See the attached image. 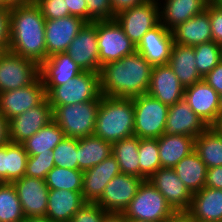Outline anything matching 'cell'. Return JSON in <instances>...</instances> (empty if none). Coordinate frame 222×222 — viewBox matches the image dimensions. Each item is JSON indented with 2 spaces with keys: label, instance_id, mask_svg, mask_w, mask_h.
I'll list each match as a JSON object with an SVG mask.
<instances>
[{
  "label": "cell",
  "instance_id": "1",
  "mask_svg": "<svg viewBox=\"0 0 222 222\" xmlns=\"http://www.w3.org/2000/svg\"><path fill=\"white\" fill-rule=\"evenodd\" d=\"M153 66L137 51L101 66V95L134 98L148 92Z\"/></svg>",
  "mask_w": 222,
  "mask_h": 222
},
{
  "label": "cell",
  "instance_id": "2",
  "mask_svg": "<svg viewBox=\"0 0 222 222\" xmlns=\"http://www.w3.org/2000/svg\"><path fill=\"white\" fill-rule=\"evenodd\" d=\"M9 25L8 50L28 58L38 65L46 60L45 18L34 1L12 6Z\"/></svg>",
  "mask_w": 222,
  "mask_h": 222
},
{
  "label": "cell",
  "instance_id": "3",
  "mask_svg": "<svg viewBox=\"0 0 222 222\" xmlns=\"http://www.w3.org/2000/svg\"><path fill=\"white\" fill-rule=\"evenodd\" d=\"M93 135L111 144L134 136L133 98L102 95Z\"/></svg>",
  "mask_w": 222,
  "mask_h": 222
},
{
  "label": "cell",
  "instance_id": "4",
  "mask_svg": "<svg viewBox=\"0 0 222 222\" xmlns=\"http://www.w3.org/2000/svg\"><path fill=\"white\" fill-rule=\"evenodd\" d=\"M101 97L89 102L57 106L53 110V121L60 126L65 137L80 139L94 134Z\"/></svg>",
  "mask_w": 222,
  "mask_h": 222
},
{
  "label": "cell",
  "instance_id": "5",
  "mask_svg": "<svg viewBox=\"0 0 222 222\" xmlns=\"http://www.w3.org/2000/svg\"><path fill=\"white\" fill-rule=\"evenodd\" d=\"M134 136L157 139L165 133L169 106L148 93L134 97Z\"/></svg>",
  "mask_w": 222,
  "mask_h": 222
},
{
  "label": "cell",
  "instance_id": "6",
  "mask_svg": "<svg viewBox=\"0 0 222 222\" xmlns=\"http://www.w3.org/2000/svg\"><path fill=\"white\" fill-rule=\"evenodd\" d=\"M174 211L165 197L147 179L142 182L123 214L129 220L160 222Z\"/></svg>",
  "mask_w": 222,
  "mask_h": 222
},
{
  "label": "cell",
  "instance_id": "7",
  "mask_svg": "<svg viewBox=\"0 0 222 222\" xmlns=\"http://www.w3.org/2000/svg\"><path fill=\"white\" fill-rule=\"evenodd\" d=\"M101 95L99 73L82 71L67 83L55 86L46 96L51 108L89 102Z\"/></svg>",
  "mask_w": 222,
  "mask_h": 222
},
{
  "label": "cell",
  "instance_id": "8",
  "mask_svg": "<svg viewBox=\"0 0 222 222\" xmlns=\"http://www.w3.org/2000/svg\"><path fill=\"white\" fill-rule=\"evenodd\" d=\"M100 67L136 52V46L114 20L96 21Z\"/></svg>",
  "mask_w": 222,
  "mask_h": 222
},
{
  "label": "cell",
  "instance_id": "9",
  "mask_svg": "<svg viewBox=\"0 0 222 222\" xmlns=\"http://www.w3.org/2000/svg\"><path fill=\"white\" fill-rule=\"evenodd\" d=\"M39 76L36 62L10 50L0 55V93L25 87Z\"/></svg>",
  "mask_w": 222,
  "mask_h": 222
},
{
  "label": "cell",
  "instance_id": "10",
  "mask_svg": "<svg viewBox=\"0 0 222 222\" xmlns=\"http://www.w3.org/2000/svg\"><path fill=\"white\" fill-rule=\"evenodd\" d=\"M158 1L148 0L115 16V20L135 46L149 30L160 24Z\"/></svg>",
  "mask_w": 222,
  "mask_h": 222
},
{
  "label": "cell",
  "instance_id": "11",
  "mask_svg": "<svg viewBox=\"0 0 222 222\" xmlns=\"http://www.w3.org/2000/svg\"><path fill=\"white\" fill-rule=\"evenodd\" d=\"M144 180L138 176L120 173L108 182L96 204L106 212L123 213Z\"/></svg>",
  "mask_w": 222,
  "mask_h": 222
},
{
  "label": "cell",
  "instance_id": "12",
  "mask_svg": "<svg viewBox=\"0 0 222 222\" xmlns=\"http://www.w3.org/2000/svg\"><path fill=\"white\" fill-rule=\"evenodd\" d=\"M66 53L82 71L100 72L96 21L84 24L70 43Z\"/></svg>",
  "mask_w": 222,
  "mask_h": 222
},
{
  "label": "cell",
  "instance_id": "13",
  "mask_svg": "<svg viewBox=\"0 0 222 222\" xmlns=\"http://www.w3.org/2000/svg\"><path fill=\"white\" fill-rule=\"evenodd\" d=\"M45 86L39 76L31 84L0 93V112L9 121L39 105L46 98Z\"/></svg>",
  "mask_w": 222,
  "mask_h": 222
},
{
  "label": "cell",
  "instance_id": "14",
  "mask_svg": "<svg viewBox=\"0 0 222 222\" xmlns=\"http://www.w3.org/2000/svg\"><path fill=\"white\" fill-rule=\"evenodd\" d=\"M53 120V109L47 97L37 106L8 121L9 140L22 144Z\"/></svg>",
  "mask_w": 222,
  "mask_h": 222
},
{
  "label": "cell",
  "instance_id": "15",
  "mask_svg": "<svg viewBox=\"0 0 222 222\" xmlns=\"http://www.w3.org/2000/svg\"><path fill=\"white\" fill-rule=\"evenodd\" d=\"M86 21L77 16L45 20L46 59L57 53L66 52Z\"/></svg>",
  "mask_w": 222,
  "mask_h": 222
},
{
  "label": "cell",
  "instance_id": "16",
  "mask_svg": "<svg viewBox=\"0 0 222 222\" xmlns=\"http://www.w3.org/2000/svg\"><path fill=\"white\" fill-rule=\"evenodd\" d=\"M13 185L24 216H46L49 188L44 179L23 176Z\"/></svg>",
  "mask_w": 222,
  "mask_h": 222
},
{
  "label": "cell",
  "instance_id": "17",
  "mask_svg": "<svg viewBox=\"0 0 222 222\" xmlns=\"http://www.w3.org/2000/svg\"><path fill=\"white\" fill-rule=\"evenodd\" d=\"M174 210H188L193 194L173 168H160L149 179Z\"/></svg>",
  "mask_w": 222,
  "mask_h": 222
},
{
  "label": "cell",
  "instance_id": "18",
  "mask_svg": "<svg viewBox=\"0 0 222 222\" xmlns=\"http://www.w3.org/2000/svg\"><path fill=\"white\" fill-rule=\"evenodd\" d=\"M184 100L207 126H212L219 112V94L203 79L184 88Z\"/></svg>",
  "mask_w": 222,
  "mask_h": 222
},
{
  "label": "cell",
  "instance_id": "19",
  "mask_svg": "<svg viewBox=\"0 0 222 222\" xmlns=\"http://www.w3.org/2000/svg\"><path fill=\"white\" fill-rule=\"evenodd\" d=\"M173 44L172 32L160 23L142 37L136 46V51L152 66L166 65L169 62Z\"/></svg>",
  "mask_w": 222,
  "mask_h": 222
},
{
  "label": "cell",
  "instance_id": "20",
  "mask_svg": "<svg viewBox=\"0 0 222 222\" xmlns=\"http://www.w3.org/2000/svg\"><path fill=\"white\" fill-rule=\"evenodd\" d=\"M207 128V124L193 112L184 99L169 106L164 134L196 138Z\"/></svg>",
  "mask_w": 222,
  "mask_h": 222
},
{
  "label": "cell",
  "instance_id": "21",
  "mask_svg": "<svg viewBox=\"0 0 222 222\" xmlns=\"http://www.w3.org/2000/svg\"><path fill=\"white\" fill-rule=\"evenodd\" d=\"M147 93L168 106L184 99V87L168 64L153 66Z\"/></svg>",
  "mask_w": 222,
  "mask_h": 222
},
{
  "label": "cell",
  "instance_id": "22",
  "mask_svg": "<svg viewBox=\"0 0 222 222\" xmlns=\"http://www.w3.org/2000/svg\"><path fill=\"white\" fill-rule=\"evenodd\" d=\"M82 70L66 53H57L48 57L39 65V74L46 95L55 87L67 83L75 78Z\"/></svg>",
  "mask_w": 222,
  "mask_h": 222
},
{
  "label": "cell",
  "instance_id": "23",
  "mask_svg": "<svg viewBox=\"0 0 222 222\" xmlns=\"http://www.w3.org/2000/svg\"><path fill=\"white\" fill-rule=\"evenodd\" d=\"M120 173L118 162L112 154L101 163L83 171L81 193L84 201L96 203L103 194L108 182Z\"/></svg>",
  "mask_w": 222,
  "mask_h": 222
},
{
  "label": "cell",
  "instance_id": "24",
  "mask_svg": "<svg viewBox=\"0 0 222 222\" xmlns=\"http://www.w3.org/2000/svg\"><path fill=\"white\" fill-rule=\"evenodd\" d=\"M187 211L194 222H222V189L204 186L193 194Z\"/></svg>",
  "mask_w": 222,
  "mask_h": 222
},
{
  "label": "cell",
  "instance_id": "25",
  "mask_svg": "<svg viewBox=\"0 0 222 222\" xmlns=\"http://www.w3.org/2000/svg\"><path fill=\"white\" fill-rule=\"evenodd\" d=\"M175 44L195 46L212 41L211 23L208 12L201 13L177 25L171 30Z\"/></svg>",
  "mask_w": 222,
  "mask_h": 222
},
{
  "label": "cell",
  "instance_id": "26",
  "mask_svg": "<svg viewBox=\"0 0 222 222\" xmlns=\"http://www.w3.org/2000/svg\"><path fill=\"white\" fill-rule=\"evenodd\" d=\"M81 192L49 189L46 216L53 222H70L75 212L86 203Z\"/></svg>",
  "mask_w": 222,
  "mask_h": 222
},
{
  "label": "cell",
  "instance_id": "27",
  "mask_svg": "<svg viewBox=\"0 0 222 222\" xmlns=\"http://www.w3.org/2000/svg\"><path fill=\"white\" fill-rule=\"evenodd\" d=\"M163 6L158 2L160 23L168 30L186 22L201 13L207 2L205 0H165Z\"/></svg>",
  "mask_w": 222,
  "mask_h": 222
},
{
  "label": "cell",
  "instance_id": "28",
  "mask_svg": "<svg viewBox=\"0 0 222 222\" xmlns=\"http://www.w3.org/2000/svg\"><path fill=\"white\" fill-rule=\"evenodd\" d=\"M28 153L11 141L0 146V183H13L25 175Z\"/></svg>",
  "mask_w": 222,
  "mask_h": 222
},
{
  "label": "cell",
  "instance_id": "29",
  "mask_svg": "<svg viewBox=\"0 0 222 222\" xmlns=\"http://www.w3.org/2000/svg\"><path fill=\"white\" fill-rule=\"evenodd\" d=\"M195 59L193 46L173 44L168 65L172 68L184 88L203 79L197 71Z\"/></svg>",
  "mask_w": 222,
  "mask_h": 222
},
{
  "label": "cell",
  "instance_id": "30",
  "mask_svg": "<svg viewBox=\"0 0 222 222\" xmlns=\"http://www.w3.org/2000/svg\"><path fill=\"white\" fill-rule=\"evenodd\" d=\"M194 137L163 134L158 138L159 158L162 168H173L194 151Z\"/></svg>",
  "mask_w": 222,
  "mask_h": 222
},
{
  "label": "cell",
  "instance_id": "31",
  "mask_svg": "<svg viewBox=\"0 0 222 222\" xmlns=\"http://www.w3.org/2000/svg\"><path fill=\"white\" fill-rule=\"evenodd\" d=\"M173 169L192 194L205 186L208 168L195 151L184 157Z\"/></svg>",
  "mask_w": 222,
  "mask_h": 222
},
{
  "label": "cell",
  "instance_id": "32",
  "mask_svg": "<svg viewBox=\"0 0 222 222\" xmlns=\"http://www.w3.org/2000/svg\"><path fill=\"white\" fill-rule=\"evenodd\" d=\"M112 154V144L96 137L78 139V170L85 171L101 163Z\"/></svg>",
  "mask_w": 222,
  "mask_h": 222
},
{
  "label": "cell",
  "instance_id": "33",
  "mask_svg": "<svg viewBox=\"0 0 222 222\" xmlns=\"http://www.w3.org/2000/svg\"><path fill=\"white\" fill-rule=\"evenodd\" d=\"M194 151L207 168L222 166V135L209 126L194 139Z\"/></svg>",
  "mask_w": 222,
  "mask_h": 222
},
{
  "label": "cell",
  "instance_id": "34",
  "mask_svg": "<svg viewBox=\"0 0 222 222\" xmlns=\"http://www.w3.org/2000/svg\"><path fill=\"white\" fill-rule=\"evenodd\" d=\"M65 138V134L53 120L42 127L22 144L28 155L51 153L55 146Z\"/></svg>",
  "mask_w": 222,
  "mask_h": 222
},
{
  "label": "cell",
  "instance_id": "35",
  "mask_svg": "<svg viewBox=\"0 0 222 222\" xmlns=\"http://www.w3.org/2000/svg\"><path fill=\"white\" fill-rule=\"evenodd\" d=\"M139 138L131 136L112 144V155L117 160L121 173L140 177Z\"/></svg>",
  "mask_w": 222,
  "mask_h": 222
},
{
  "label": "cell",
  "instance_id": "36",
  "mask_svg": "<svg viewBox=\"0 0 222 222\" xmlns=\"http://www.w3.org/2000/svg\"><path fill=\"white\" fill-rule=\"evenodd\" d=\"M49 189L82 191L83 171L54 166L45 179Z\"/></svg>",
  "mask_w": 222,
  "mask_h": 222
},
{
  "label": "cell",
  "instance_id": "37",
  "mask_svg": "<svg viewBox=\"0 0 222 222\" xmlns=\"http://www.w3.org/2000/svg\"><path fill=\"white\" fill-rule=\"evenodd\" d=\"M24 217L13 183H0V222H21Z\"/></svg>",
  "mask_w": 222,
  "mask_h": 222
},
{
  "label": "cell",
  "instance_id": "38",
  "mask_svg": "<svg viewBox=\"0 0 222 222\" xmlns=\"http://www.w3.org/2000/svg\"><path fill=\"white\" fill-rule=\"evenodd\" d=\"M140 178L149 179L158 169L162 168L159 158L157 139H139L138 147Z\"/></svg>",
  "mask_w": 222,
  "mask_h": 222
},
{
  "label": "cell",
  "instance_id": "39",
  "mask_svg": "<svg viewBox=\"0 0 222 222\" xmlns=\"http://www.w3.org/2000/svg\"><path fill=\"white\" fill-rule=\"evenodd\" d=\"M199 75L204 78L221 62L220 45L214 41L193 46Z\"/></svg>",
  "mask_w": 222,
  "mask_h": 222
},
{
  "label": "cell",
  "instance_id": "40",
  "mask_svg": "<svg viewBox=\"0 0 222 222\" xmlns=\"http://www.w3.org/2000/svg\"><path fill=\"white\" fill-rule=\"evenodd\" d=\"M55 166L78 169V139L65 137L52 150Z\"/></svg>",
  "mask_w": 222,
  "mask_h": 222
},
{
  "label": "cell",
  "instance_id": "41",
  "mask_svg": "<svg viewBox=\"0 0 222 222\" xmlns=\"http://www.w3.org/2000/svg\"><path fill=\"white\" fill-rule=\"evenodd\" d=\"M55 166L53 153L28 155L24 176L46 179L48 172Z\"/></svg>",
  "mask_w": 222,
  "mask_h": 222
},
{
  "label": "cell",
  "instance_id": "42",
  "mask_svg": "<svg viewBox=\"0 0 222 222\" xmlns=\"http://www.w3.org/2000/svg\"><path fill=\"white\" fill-rule=\"evenodd\" d=\"M40 8L45 20L60 19L69 16L66 0H33Z\"/></svg>",
  "mask_w": 222,
  "mask_h": 222
},
{
  "label": "cell",
  "instance_id": "43",
  "mask_svg": "<svg viewBox=\"0 0 222 222\" xmlns=\"http://www.w3.org/2000/svg\"><path fill=\"white\" fill-rule=\"evenodd\" d=\"M205 10L209 14L212 41L222 45V2L216 0L206 4Z\"/></svg>",
  "mask_w": 222,
  "mask_h": 222
},
{
  "label": "cell",
  "instance_id": "44",
  "mask_svg": "<svg viewBox=\"0 0 222 222\" xmlns=\"http://www.w3.org/2000/svg\"><path fill=\"white\" fill-rule=\"evenodd\" d=\"M106 213L98 204L86 202L75 212L70 222H103Z\"/></svg>",
  "mask_w": 222,
  "mask_h": 222
},
{
  "label": "cell",
  "instance_id": "45",
  "mask_svg": "<svg viewBox=\"0 0 222 222\" xmlns=\"http://www.w3.org/2000/svg\"><path fill=\"white\" fill-rule=\"evenodd\" d=\"M88 15L94 21L114 20L115 14L110 0H86Z\"/></svg>",
  "mask_w": 222,
  "mask_h": 222
},
{
  "label": "cell",
  "instance_id": "46",
  "mask_svg": "<svg viewBox=\"0 0 222 222\" xmlns=\"http://www.w3.org/2000/svg\"><path fill=\"white\" fill-rule=\"evenodd\" d=\"M66 8L69 14L82 18L86 22H93L94 20L88 15V8L86 0H66Z\"/></svg>",
  "mask_w": 222,
  "mask_h": 222
},
{
  "label": "cell",
  "instance_id": "47",
  "mask_svg": "<svg viewBox=\"0 0 222 222\" xmlns=\"http://www.w3.org/2000/svg\"><path fill=\"white\" fill-rule=\"evenodd\" d=\"M10 9H0V45L6 50L9 48L10 25H9Z\"/></svg>",
  "mask_w": 222,
  "mask_h": 222
},
{
  "label": "cell",
  "instance_id": "48",
  "mask_svg": "<svg viewBox=\"0 0 222 222\" xmlns=\"http://www.w3.org/2000/svg\"><path fill=\"white\" fill-rule=\"evenodd\" d=\"M203 80L218 94L222 93V62L216 65Z\"/></svg>",
  "mask_w": 222,
  "mask_h": 222
},
{
  "label": "cell",
  "instance_id": "49",
  "mask_svg": "<svg viewBox=\"0 0 222 222\" xmlns=\"http://www.w3.org/2000/svg\"><path fill=\"white\" fill-rule=\"evenodd\" d=\"M205 186L222 189V166L207 169Z\"/></svg>",
  "mask_w": 222,
  "mask_h": 222
},
{
  "label": "cell",
  "instance_id": "50",
  "mask_svg": "<svg viewBox=\"0 0 222 222\" xmlns=\"http://www.w3.org/2000/svg\"><path fill=\"white\" fill-rule=\"evenodd\" d=\"M112 4V9L115 15L124 11L126 9H130L135 6H139L145 3L148 0H110Z\"/></svg>",
  "mask_w": 222,
  "mask_h": 222
},
{
  "label": "cell",
  "instance_id": "51",
  "mask_svg": "<svg viewBox=\"0 0 222 222\" xmlns=\"http://www.w3.org/2000/svg\"><path fill=\"white\" fill-rule=\"evenodd\" d=\"M160 222H194L187 210H175Z\"/></svg>",
  "mask_w": 222,
  "mask_h": 222
},
{
  "label": "cell",
  "instance_id": "52",
  "mask_svg": "<svg viewBox=\"0 0 222 222\" xmlns=\"http://www.w3.org/2000/svg\"><path fill=\"white\" fill-rule=\"evenodd\" d=\"M9 141L8 120L0 112V146Z\"/></svg>",
  "mask_w": 222,
  "mask_h": 222
},
{
  "label": "cell",
  "instance_id": "53",
  "mask_svg": "<svg viewBox=\"0 0 222 222\" xmlns=\"http://www.w3.org/2000/svg\"><path fill=\"white\" fill-rule=\"evenodd\" d=\"M103 222H127L123 213L107 212Z\"/></svg>",
  "mask_w": 222,
  "mask_h": 222
},
{
  "label": "cell",
  "instance_id": "54",
  "mask_svg": "<svg viewBox=\"0 0 222 222\" xmlns=\"http://www.w3.org/2000/svg\"><path fill=\"white\" fill-rule=\"evenodd\" d=\"M21 222H53L47 216H25Z\"/></svg>",
  "mask_w": 222,
  "mask_h": 222
},
{
  "label": "cell",
  "instance_id": "55",
  "mask_svg": "<svg viewBox=\"0 0 222 222\" xmlns=\"http://www.w3.org/2000/svg\"><path fill=\"white\" fill-rule=\"evenodd\" d=\"M211 127L214 128L220 135H222V114H219L216 122Z\"/></svg>",
  "mask_w": 222,
  "mask_h": 222
},
{
  "label": "cell",
  "instance_id": "56",
  "mask_svg": "<svg viewBox=\"0 0 222 222\" xmlns=\"http://www.w3.org/2000/svg\"><path fill=\"white\" fill-rule=\"evenodd\" d=\"M11 6L15 5H24L28 4L30 2H33V0H6Z\"/></svg>",
  "mask_w": 222,
  "mask_h": 222
},
{
  "label": "cell",
  "instance_id": "57",
  "mask_svg": "<svg viewBox=\"0 0 222 222\" xmlns=\"http://www.w3.org/2000/svg\"><path fill=\"white\" fill-rule=\"evenodd\" d=\"M11 7L6 0H0V9H10Z\"/></svg>",
  "mask_w": 222,
  "mask_h": 222
},
{
  "label": "cell",
  "instance_id": "58",
  "mask_svg": "<svg viewBox=\"0 0 222 222\" xmlns=\"http://www.w3.org/2000/svg\"><path fill=\"white\" fill-rule=\"evenodd\" d=\"M219 112L222 114V93L219 94Z\"/></svg>",
  "mask_w": 222,
  "mask_h": 222
},
{
  "label": "cell",
  "instance_id": "59",
  "mask_svg": "<svg viewBox=\"0 0 222 222\" xmlns=\"http://www.w3.org/2000/svg\"><path fill=\"white\" fill-rule=\"evenodd\" d=\"M6 49L2 46V45H0V55L5 51Z\"/></svg>",
  "mask_w": 222,
  "mask_h": 222
},
{
  "label": "cell",
  "instance_id": "60",
  "mask_svg": "<svg viewBox=\"0 0 222 222\" xmlns=\"http://www.w3.org/2000/svg\"><path fill=\"white\" fill-rule=\"evenodd\" d=\"M127 222H148V221H139V220H129V219H127Z\"/></svg>",
  "mask_w": 222,
  "mask_h": 222
},
{
  "label": "cell",
  "instance_id": "61",
  "mask_svg": "<svg viewBox=\"0 0 222 222\" xmlns=\"http://www.w3.org/2000/svg\"><path fill=\"white\" fill-rule=\"evenodd\" d=\"M220 54H221V62H222V45H220Z\"/></svg>",
  "mask_w": 222,
  "mask_h": 222
},
{
  "label": "cell",
  "instance_id": "62",
  "mask_svg": "<svg viewBox=\"0 0 222 222\" xmlns=\"http://www.w3.org/2000/svg\"><path fill=\"white\" fill-rule=\"evenodd\" d=\"M207 3L209 2H213V1H216V0H205Z\"/></svg>",
  "mask_w": 222,
  "mask_h": 222
}]
</instances>
